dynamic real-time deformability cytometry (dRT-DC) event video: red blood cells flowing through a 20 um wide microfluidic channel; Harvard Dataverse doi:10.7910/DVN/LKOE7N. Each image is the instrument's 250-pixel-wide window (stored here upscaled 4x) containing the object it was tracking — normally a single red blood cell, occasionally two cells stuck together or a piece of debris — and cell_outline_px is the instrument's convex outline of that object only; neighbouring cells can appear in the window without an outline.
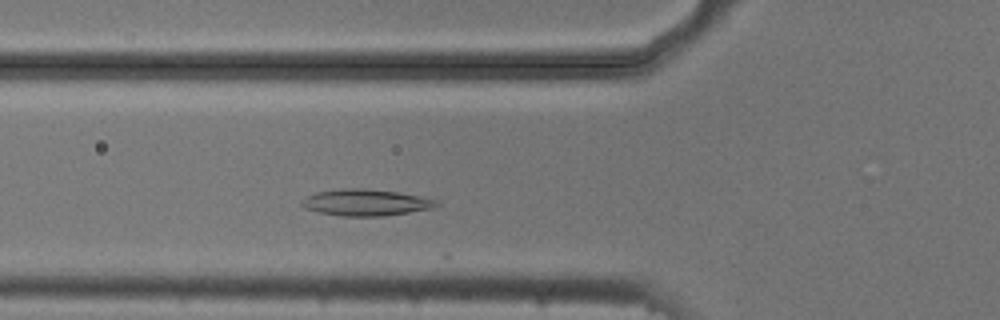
{"species": "common noctule bat (a hibernating species)", "species_latin": "Nyctalus noctula", "temperature_condition": "cold", "stored_images_in_passage": 14, "camera_frame_rate_fps": 3000, "um_per_image_px": 0.085, "animal": {"sex": "male", "body_mass_g": 20.5, "forearm_length_mm": 52.5}, "frame": {"image": 1, "passage_image": 11, "time_ms": 3.333, "image_size_px": [1000, 320], "cell_outline_px": [[440, 204], [436, 208], [380, 216], [340, 216], [320, 212], [304, 208], [300, 204], [300, 200], [316, 192], [344, 188], [364, 188], [396, 192], [420, 196], [436, 200]], "centroid_in_image_um": [31.08, 17.21], "position_along_channel_um": 94.7, "area_um2": 20.75}}